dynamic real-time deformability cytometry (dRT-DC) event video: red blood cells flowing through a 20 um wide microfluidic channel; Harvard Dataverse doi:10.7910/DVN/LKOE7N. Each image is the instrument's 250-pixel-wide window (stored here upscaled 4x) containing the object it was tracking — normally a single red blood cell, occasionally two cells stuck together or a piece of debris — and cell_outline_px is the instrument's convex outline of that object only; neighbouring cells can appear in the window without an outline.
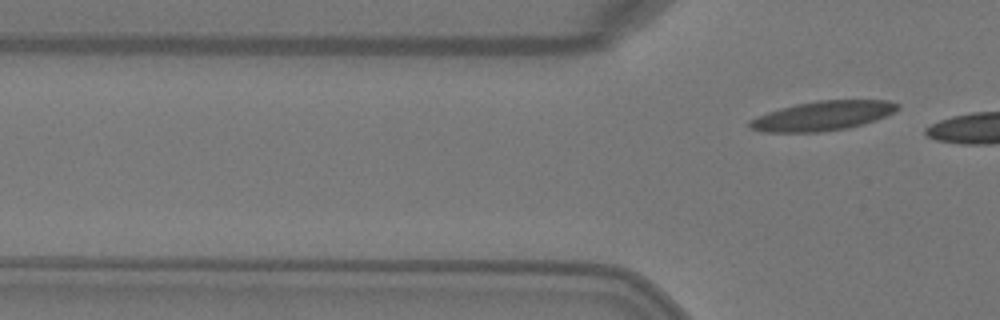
{"species": "Egyptian fruit bat (a non-hibernating species)", "species_latin": "Rousettus aegyptiacus", "temperature_condition": "warm", "stored_images_in_passage": 6, "camera_frame_rate_fps": 3000, "um_per_image_px": 0.085, "animal": {"sex": "female"}, "frame": {"image": 1, "passage_image": 6, "time_ms": 1.667, "image_size_px": [1000, 320], "cell_outline_px": [[900, 108], [896, 112], [876, 120], [864, 124], [848, 128], [820, 132], [760, 132], [748, 128], [748, 120], [756, 116], [780, 108], [796, 104], [820, 100], [888, 100], [900, 104]], "centroid_in_image_um": [69.93, 9.85], "position_along_channel_um": 55.9, "area_um2": 25.72}}